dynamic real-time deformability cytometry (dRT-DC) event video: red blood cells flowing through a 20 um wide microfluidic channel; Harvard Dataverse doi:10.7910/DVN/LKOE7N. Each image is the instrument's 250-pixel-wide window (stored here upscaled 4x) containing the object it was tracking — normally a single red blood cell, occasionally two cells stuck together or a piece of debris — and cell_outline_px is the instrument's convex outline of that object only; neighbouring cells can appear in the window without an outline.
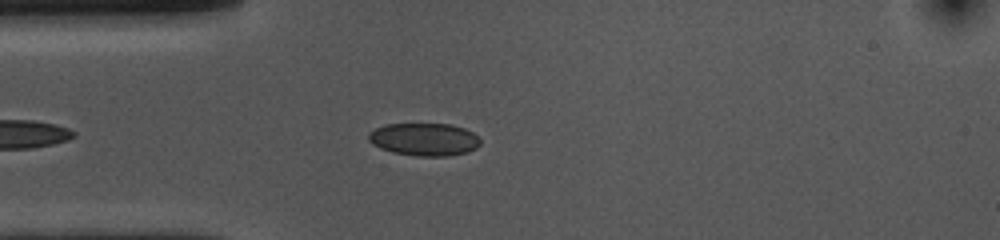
{"species": "common noctule bat (a hibernating species)", "species_latin": "Nyctalus noctula", "temperature_condition": "cold", "stored_images_in_passage": 31, "camera_frame_rate_fps": 3000, "um_per_image_px": 0.085, "animal": {"sex": "female", "body_mass_g": 10.0, "forearm_length_mm": 53.1}, "frame": {"image": 1, "passage_image": 7, "time_ms": 2.0, "image_size_px": [1000, 240], "cell_outline_px": [[480, 144], [476, 148], [468, 152], [448, 156], [416, 156], [392, 152], [380, 148], [372, 144], [368, 140], [368, 132], [384, 124], [448, 124], [464, 128], [472, 132], [480, 140]], "centroid_in_image_um": [36.03, 11.85], "position_along_channel_um": 49.0, "area_um2": 21.39}}
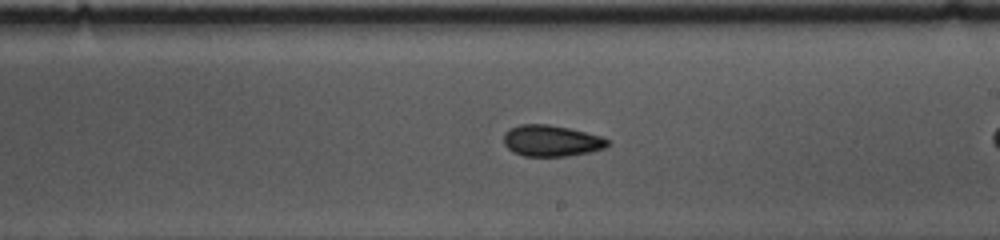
{"frame": {"image": 2, "passage_image": 20, "time_ms": 6.333, "image_size_px": [1000, 240], "cell_outline_px": [[612, 144], [604, 148], [592, 152], [568, 156], [524, 156], [512, 152], [504, 144], [504, 132], [508, 128], [520, 124], [548, 124], [568, 128], [604, 136]], "centroid_in_image_um": [46.88, 11.96], "position_along_channel_um": 242.1, "area_um2": 19.25}}
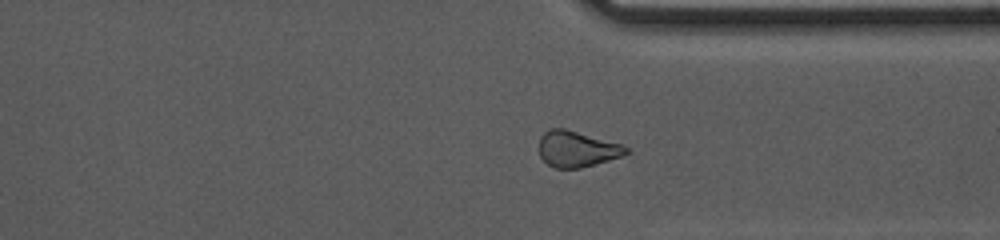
{"frame": {"image": 3, "passage_image": 30, "time_ms": 9.667, "image_size_px": [1000, 240], "cell_outline_px": [[628, 152], [624, 156], [596, 164], [580, 168], [556, 168], [548, 164], [540, 156], [540, 136], [548, 128], [564, 128], [624, 144], [628, 148]], "centroid_in_image_um": [49.07, 12.66], "position_along_channel_um": 362.3, "area_um2": 18.38}}